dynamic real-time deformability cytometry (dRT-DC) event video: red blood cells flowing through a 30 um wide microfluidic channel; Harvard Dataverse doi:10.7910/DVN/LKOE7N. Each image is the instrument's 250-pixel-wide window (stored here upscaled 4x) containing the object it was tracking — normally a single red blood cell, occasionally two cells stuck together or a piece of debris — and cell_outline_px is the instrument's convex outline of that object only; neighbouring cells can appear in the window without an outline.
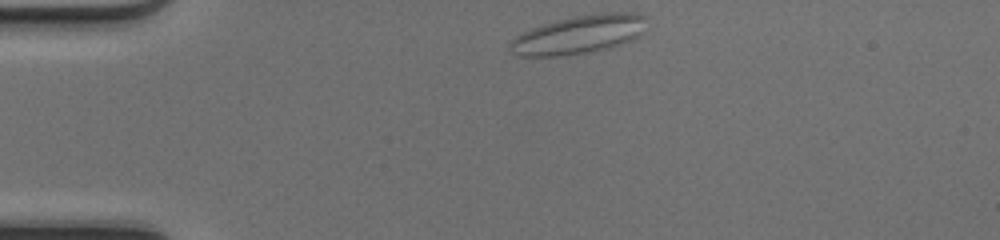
{"species": "common noctule bat (a hibernating species)", "species_latin": "Nyctalus noctula", "temperature_condition": "cold", "stored_images_in_passage": 41, "camera_frame_rate_fps": 3000, "um_per_image_px": 0.085, "animal": {"sex": "female", "body_mass_g": 17.0, "forearm_length_mm": 48.0}, "frame": {"image": 1, "passage_image": 1, "time_ms": 0.0, "image_size_px": [1000, 240], "cell_outline_px": [[648, 16], [640, 36], [632, 40], [608, 48], [588, 52], [560, 56], [520, 56], [512, 52], [512, 40], [516, 36], [532, 28], [556, 20], [576, 16], [600, 12], [636, 12]], "centroid_in_image_um": [49.28, 2.92], "position_along_channel_um": 35.7, "area_um2": 30.46}}
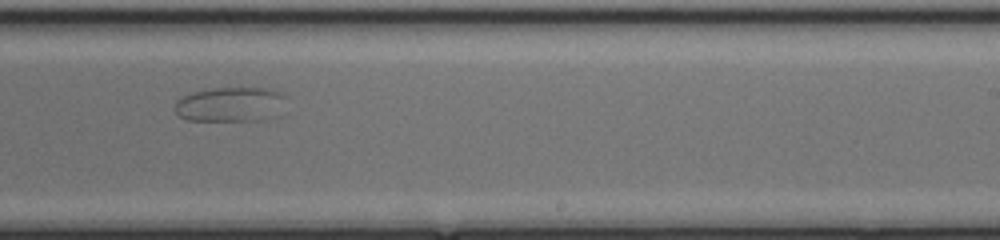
{"frame": {"image": 2, "passage_image": 22, "time_ms": 7.0, "image_size_px": [1000, 240], "cell_outline_px": [[288, 96], [264, 120], [188, 120], [180, 116], [176, 112], [176, 100], [192, 92], [212, 88], [268, 88], [280, 92]], "centroid_in_image_um": [19.5, 8.85], "position_along_channel_um": 269.5, "area_um2": 21.79}}
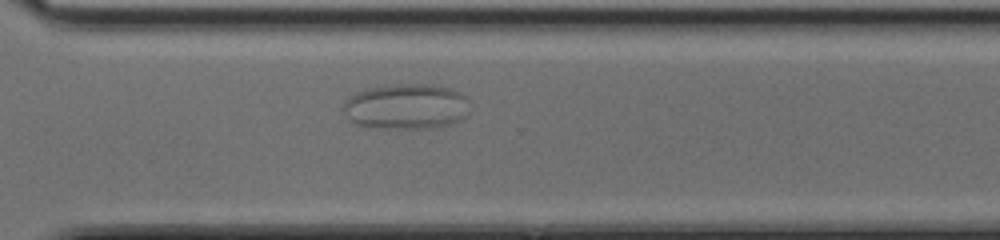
{"frame": {"image": 3, "passage_image": 27, "time_ms": 8.667, "image_size_px": [1000, 240], "cell_outline_px": [[464, 116], [448, 124], [432, 128], [380, 128], [356, 124], [348, 116], [344, 108], [344, 100], [356, 92], [368, 88], [396, 84], [424, 84], [448, 88], [460, 92], [464, 96]], "centroid_in_image_um": [34.45, 9.05], "position_along_channel_um": 336.2, "area_um2": 32.6}}